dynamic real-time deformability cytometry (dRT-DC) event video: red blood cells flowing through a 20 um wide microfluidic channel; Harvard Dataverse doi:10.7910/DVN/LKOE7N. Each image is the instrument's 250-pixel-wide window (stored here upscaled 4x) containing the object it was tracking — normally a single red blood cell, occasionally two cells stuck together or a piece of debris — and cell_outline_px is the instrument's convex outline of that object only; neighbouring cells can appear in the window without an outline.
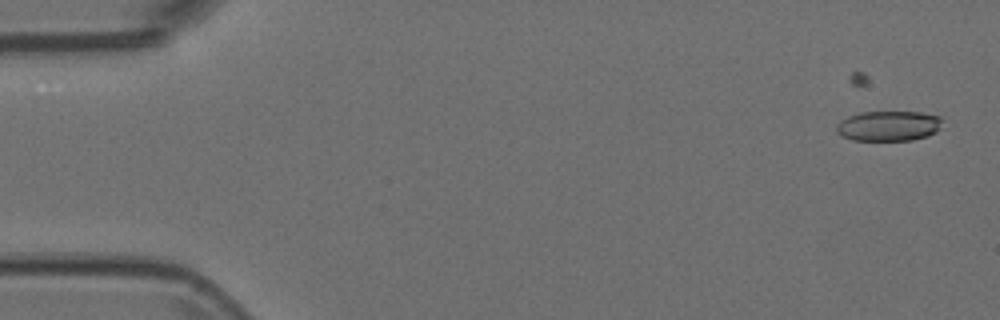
{"species": "Egyptian fruit bat (a non-hibernating species)", "species_latin": "Rousettus aegyptiacus", "temperature_condition": "room temperature", "stored_images_in_passage": 17, "camera_frame_rate_fps": 3000, "um_per_image_px": 0.085, "animal": {"sex": "female"}, "frame": {"image": 1, "passage_image": 1, "time_ms": 0.0, "image_size_px": [1000, 320], "cell_outline_px": [[940, 128], [936, 132], [928, 136], [912, 140], [852, 140], [836, 132], [836, 124], [840, 120], [848, 116], [860, 112], [920, 112], [940, 116]], "centroid_in_image_um": [75.51, 10.7], "position_along_channel_um": 9.5, "area_um2": 18.61}}
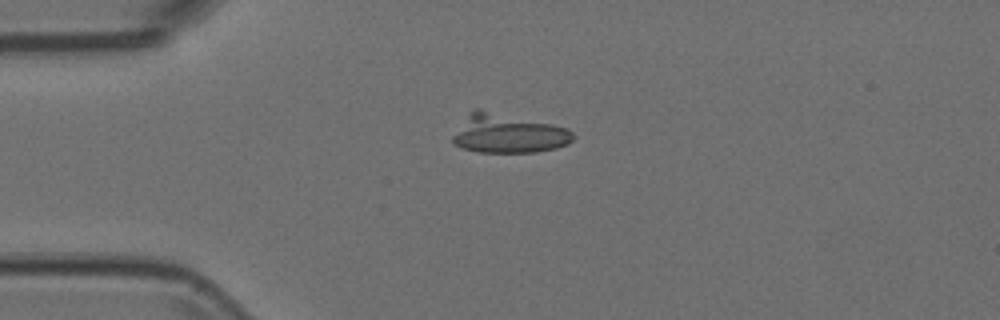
{"frame": {"image": 2, "passage_image": 12, "time_ms": 3.667, "image_size_px": [1000, 320], "cell_outline_px": [[576, 136], [568, 144], [556, 148], [536, 152], [480, 152], [460, 148], [452, 144], [452, 136], [468, 112], [472, 108], [480, 108], [552, 124], [568, 128]], "centroid_in_image_um": [43.17, 11.34], "position_along_channel_um": 41.8, "area_um2": 27.74}}